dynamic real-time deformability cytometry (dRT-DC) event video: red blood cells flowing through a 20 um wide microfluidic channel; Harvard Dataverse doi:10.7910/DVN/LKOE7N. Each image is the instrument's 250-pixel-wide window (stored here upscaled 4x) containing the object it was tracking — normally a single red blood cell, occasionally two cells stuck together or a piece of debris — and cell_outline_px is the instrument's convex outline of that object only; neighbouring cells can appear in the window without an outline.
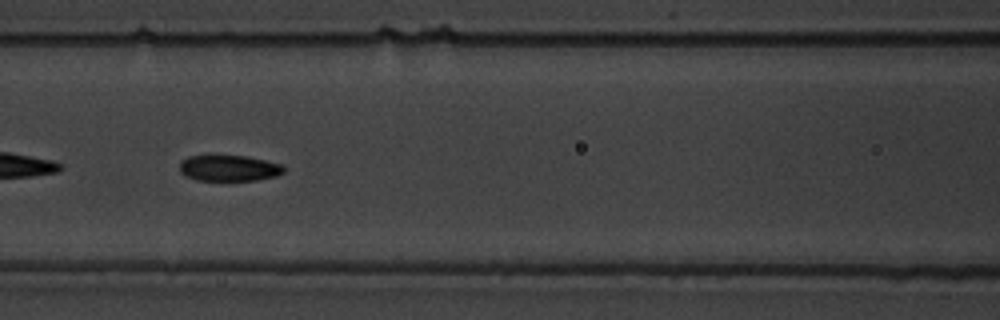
{"species": "common noctule bat (a hibernating species)", "species_latin": "Nyctalus noctula", "temperature_condition": "warm", "stored_images_in_passage": 56, "camera_frame_rate_fps": 3000, "um_per_image_px": 0.085, "animal": {"sex": "male", "body_mass_g": 19.5, "forearm_length_mm": 54.6}, "frame": {"image": 1, "passage_image": 25, "time_ms": 8.0, "image_size_px": [1000, 320], "cell_outline_px": [[284, 172], [276, 176], [256, 180], [196, 180], [180, 172], [180, 160], [188, 156], [208, 152], [244, 156], [284, 164]], "centroid_in_image_um": [19.41, 14.23], "position_along_channel_um": 147.2, "area_um2": 16.47}}
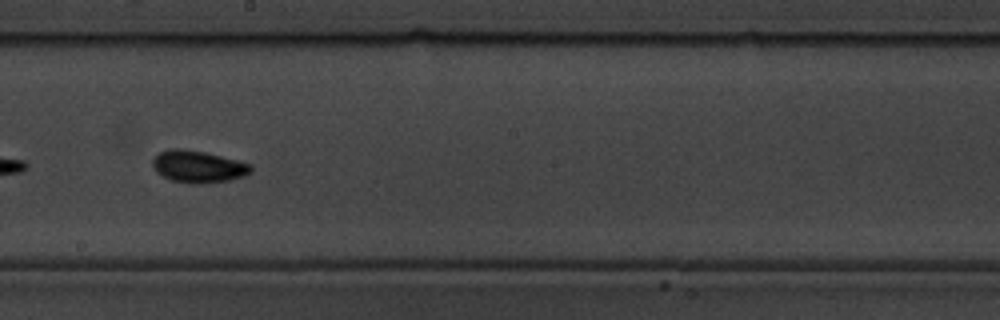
{"frame": {"image": 2, "passage_image": 32, "time_ms": 10.333, "image_size_px": [1000, 320], "cell_outline_px": [[252, 172], [244, 176], [228, 180], [200, 184], [188, 184], [172, 180], [156, 172], [152, 164], [152, 160], [160, 152], [172, 148], [180, 148], [204, 152], [252, 164]], "centroid_in_image_um": [16.84, 14.17], "position_along_channel_um": 231.4, "area_um2": 18.26}}
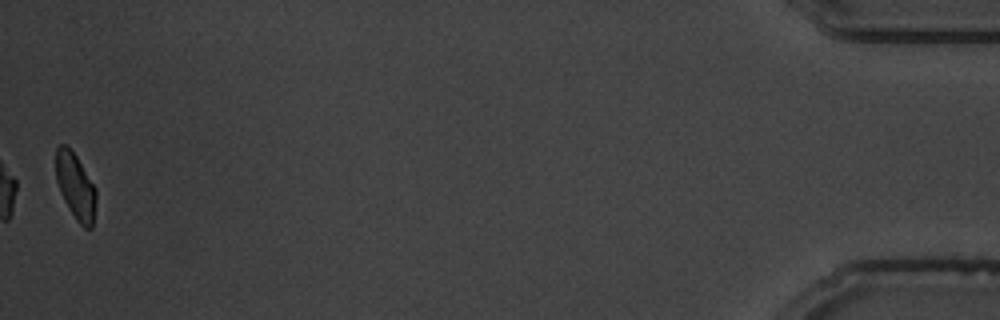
{"frame": {"image": 3, "passage_image": 56, "time_ms": 18.333, "image_size_px": [1000, 320], "cell_outline_px": [[96, 200], [92, 228], [84, 228], [76, 220], [68, 208], [60, 192], [56, 180], [56, 148], [60, 144], [64, 144], [76, 156], [96, 188]], "centroid_in_image_um": [6.42, 15.86], "position_along_channel_um": 428.8, "area_um2": 15.37}, "authors_computed_cell_mechanics": {"area_um2": 16.7331, "velocity_mm_per_s": 3.6168, "shape_relaxation_time_tau1_ms": 5.1356, "shape_relaxation_time_tau2_ms": 1.8036, "deformation_change_tau1": 0.1407, "deformation_change_tau2": 0.0727}}